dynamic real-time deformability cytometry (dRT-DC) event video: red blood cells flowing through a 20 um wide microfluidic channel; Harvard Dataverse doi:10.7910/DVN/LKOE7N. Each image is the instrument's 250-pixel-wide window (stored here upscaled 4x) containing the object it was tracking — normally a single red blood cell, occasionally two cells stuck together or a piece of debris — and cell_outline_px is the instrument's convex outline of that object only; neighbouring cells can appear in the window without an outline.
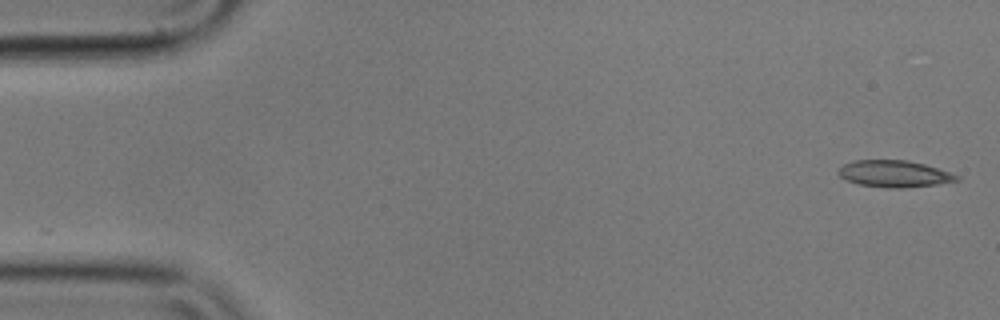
{"species": "common noctule bat (a hibernating species)", "species_latin": "Nyctalus noctula", "temperature_condition": "cold", "stored_images_in_passage": 2, "camera_frame_rate_fps": 3000, "um_per_image_px": 0.085, "animal": {"sex": "male", "body_mass_g": 17.9}, "frame": {"image": 1, "passage_image": 2, "time_ms": 0.333, "image_size_px": [1000, 320], "cell_outline_px": [[960, 180], [936, 184], [900, 188], [888, 188], [860, 184], [848, 180], [840, 176], [836, 172], [844, 164], [856, 160], [908, 160], [924, 164], [960, 176]], "centroid_in_image_um": [76.01, 14.77], "position_along_channel_um": 9.0, "area_um2": 18.15}}